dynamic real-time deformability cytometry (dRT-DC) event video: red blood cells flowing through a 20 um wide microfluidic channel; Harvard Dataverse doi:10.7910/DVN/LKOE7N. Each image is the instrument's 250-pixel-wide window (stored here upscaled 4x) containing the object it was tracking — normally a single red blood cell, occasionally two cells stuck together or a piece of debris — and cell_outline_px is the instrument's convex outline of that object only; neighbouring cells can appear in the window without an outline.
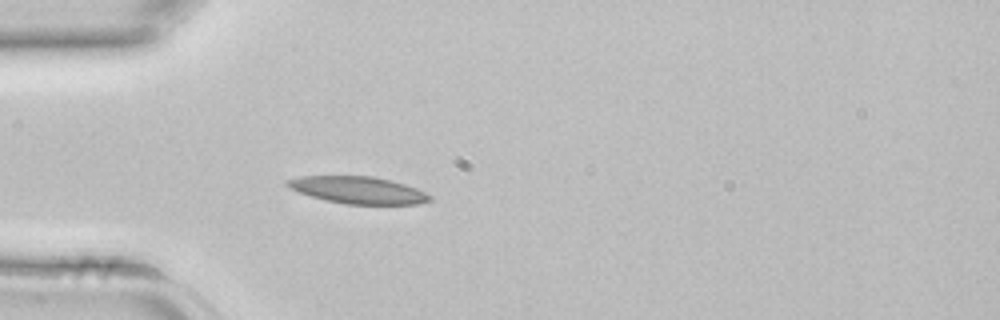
{"species": "common noctule bat (a hibernating species)", "species_latin": "Nyctalus noctula", "temperature_condition": "room temperature", "stored_images_in_passage": 3, "camera_frame_rate_fps": 3000, "um_per_image_px": 0.085, "animal": {"sex": "female", "body_mass_g": 22.7, "forearm_length_mm": 54.2}, "frame": {"image": 1, "passage_image": 3, "time_ms": 0.667, "image_size_px": [1000, 320], "cell_outline_px": [[432, 200], [420, 204], [348, 204], [328, 200], [312, 196], [300, 192], [284, 184], [284, 180], [300, 176], [372, 176], [392, 180], [416, 188], [432, 196]], "centroid_in_image_um": [30.46, 16.15], "position_along_channel_um": 54.5, "area_um2": 22.31}}